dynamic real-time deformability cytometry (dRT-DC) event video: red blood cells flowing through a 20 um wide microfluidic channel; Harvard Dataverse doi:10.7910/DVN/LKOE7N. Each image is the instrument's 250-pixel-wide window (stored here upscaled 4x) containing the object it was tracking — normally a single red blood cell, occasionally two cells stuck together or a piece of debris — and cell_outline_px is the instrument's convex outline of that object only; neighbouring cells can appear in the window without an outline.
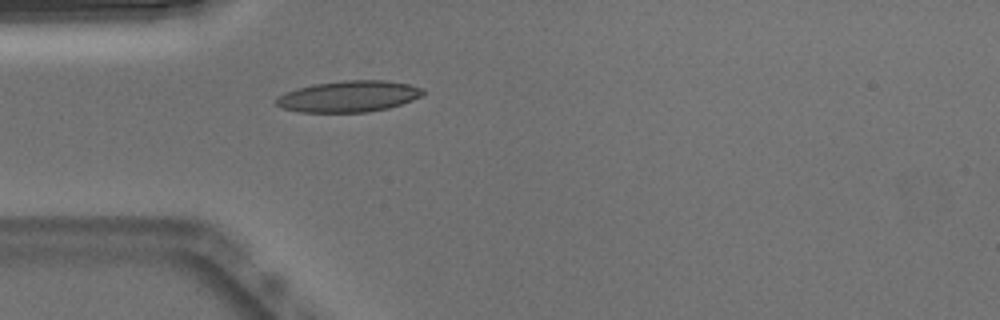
{"species": "Egyptian fruit bat (a non-hibernating species)", "species_latin": "Rousettus aegyptiacus", "temperature_condition": "warm", "stored_images_in_passage": 6, "camera_frame_rate_fps": 3000, "um_per_image_px": 0.085, "animal": {"sex": "male"}, "frame": {"image": 1, "passage_image": 1, "time_ms": 0.0, "image_size_px": [1000, 320], "cell_outline_px": [[424, 92], [420, 96], [412, 100], [388, 108], [368, 112], [300, 112], [280, 108], [276, 104], [276, 96], [284, 92], [312, 84], [344, 80], [384, 80], [408, 84], [424, 88]], "centroid_in_image_um": [29.6, 8.19], "position_along_channel_um": 55.4, "area_um2": 26.82}}